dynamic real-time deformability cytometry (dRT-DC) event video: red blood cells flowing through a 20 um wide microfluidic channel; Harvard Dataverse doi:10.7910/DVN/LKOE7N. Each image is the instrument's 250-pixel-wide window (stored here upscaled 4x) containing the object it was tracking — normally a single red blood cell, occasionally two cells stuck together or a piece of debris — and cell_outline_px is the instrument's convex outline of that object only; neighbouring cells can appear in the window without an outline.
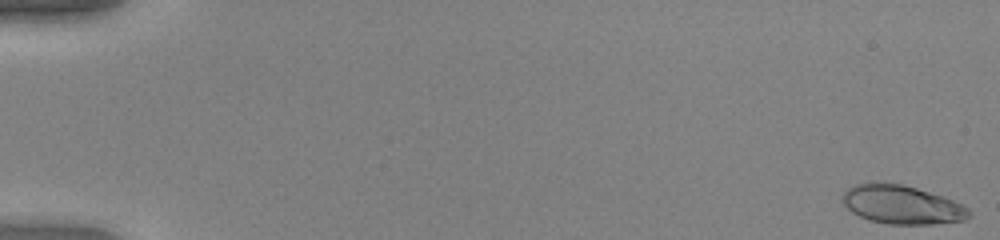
{"species": "human", "species_latin": "Homo sapiens", "temperature_condition": "warm", "stored_images_in_passage": 52, "camera_frame_rate_fps": 3000, "um_per_image_px": 0.085, "donor": {"sex": "female"}, "frame": {"image": 1, "passage_image": 1, "time_ms": 0.0, "image_size_px": [1000, 240], "cell_outline_px": [[972, 216], [964, 220], [932, 224], [888, 224], [868, 220], [852, 212], [844, 204], [844, 192], [848, 188], [856, 184], [868, 180], [904, 184], [944, 196], [968, 208], [972, 212]], "centroid_in_image_um": [76.66, 17.37], "position_along_channel_um": 8.3, "area_um2": 28.84}}
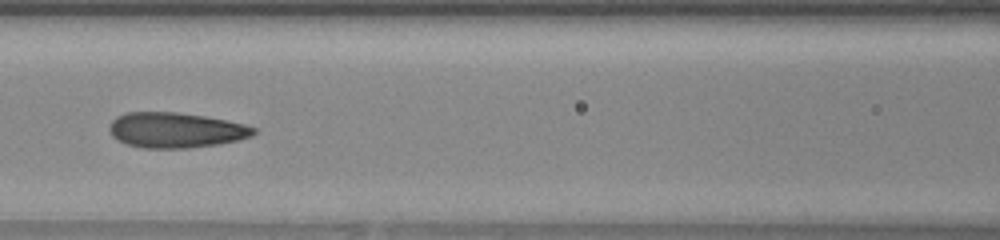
{"frame": {"image": 2, "passage_image": 25, "time_ms": 8.0, "image_size_px": [1000, 240], "cell_outline_px": [[256, 132], [252, 136], [240, 140], [220, 144], [188, 148], [144, 148], [128, 144], [116, 140], [112, 136], [108, 128], [112, 120], [116, 116], [128, 112], [176, 112], [204, 116], [228, 120], [244, 124], [256, 128]], "centroid_in_image_um": [14.95, 11.06], "position_along_channel_um": 151.7, "area_um2": 29.88}}
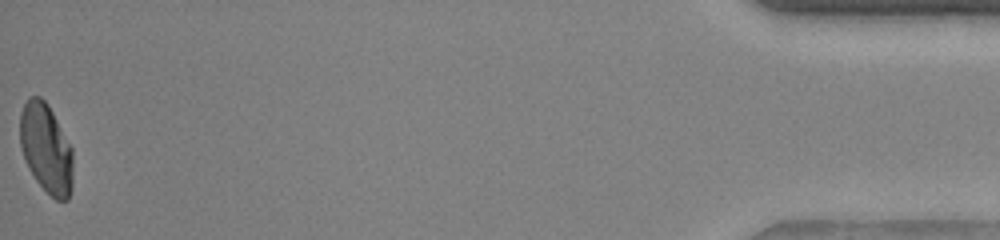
{"frame": {"image": 3, "passage_image": 52, "time_ms": 17.0, "image_size_px": [1000, 240], "cell_outline_px": [[72, 188], [68, 200], [56, 200], [36, 180], [28, 168], [24, 160], [20, 144], [20, 112], [28, 96], [40, 96], [48, 104], [72, 148]], "centroid_in_image_um": [3.91, 12.6], "position_along_channel_um": 431.3, "area_um2": 27.63}, "authors_computed_cell_mechanics": {"area_um2": 28.5821, "velocity_mm_per_s": 4.0996, "shape_relaxation_time_tau1_ms": 5.5067, "shape_relaxation_time_tau2_ms": 0.8196, "deformation_change_tau1": 0.2076, "deformation_change_tau2": 0.0739}}